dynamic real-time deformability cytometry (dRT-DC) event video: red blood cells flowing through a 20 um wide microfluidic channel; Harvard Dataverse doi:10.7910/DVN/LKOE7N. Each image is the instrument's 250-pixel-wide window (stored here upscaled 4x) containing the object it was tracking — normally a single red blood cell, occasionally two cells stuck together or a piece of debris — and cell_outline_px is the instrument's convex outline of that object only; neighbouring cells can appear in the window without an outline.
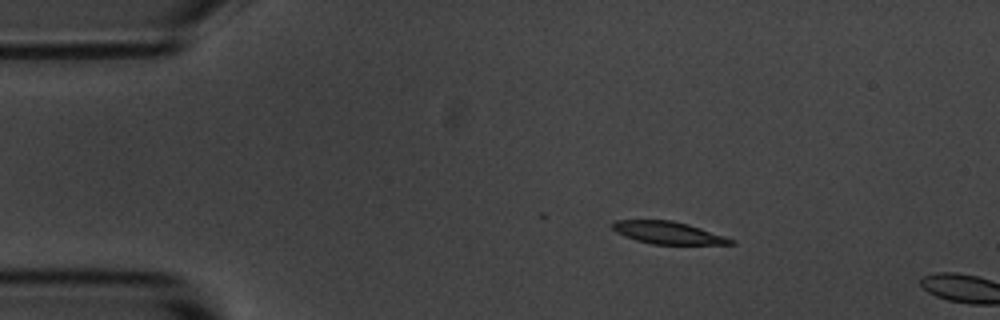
{"species": "common noctule bat (a hibernating species)", "species_latin": "Nyctalus noctula", "temperature_condition": "room temperature", "stored_images_in_passage": 3, "camera_frame_rate_fps": 3000, "um_per_image_px": 0.085, "animal": {"sex": "male", "body_mass_g": 20.1, "forearm_length_mm": 53.5}, "frame": {"image": 1, "passage_image": 2, "time_ms": 1.333, "image_size_px": [1000, 320], "cell_outline_px": [[736, 244], [652, 244], [636, 240], [624, 236], [616, 232], [608, 224], [616, 220], [672, 220], [688, 224], [736, 240]], "centroid_in_image_um": [56.74, 19.78], "position_along_channel_um": 28.3, "area_um2": 15.43}}